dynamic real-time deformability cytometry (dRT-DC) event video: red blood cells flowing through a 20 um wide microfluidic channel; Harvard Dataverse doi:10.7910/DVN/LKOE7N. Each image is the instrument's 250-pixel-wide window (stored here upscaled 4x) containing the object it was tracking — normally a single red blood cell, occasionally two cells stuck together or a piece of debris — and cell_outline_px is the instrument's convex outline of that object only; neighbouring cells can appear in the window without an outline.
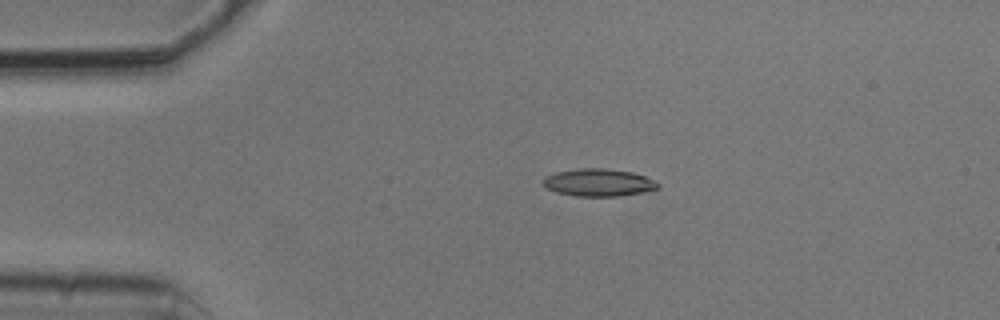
{"species": "common noctule bat (a hibernating species)", "species_latin": "Nyctalus noctula", "temperature_condition": "cold", "stored_images_in_passage": 3, "camera_frame_rate_fps": 3000, "um_per_image_px": 0.085, "animal": {"sex": "male", "body_mass_g": 20.5, "forearm_length_mm": 52.5}, "frame": {"image": 1, "passage_image": 2, "time_ms": 0.333, "image_size_px": [1000, 320], "cell_outline_px": [[660, 188], [644, 192], [616, 196], [576, 196], [556, 192], [540, 184], [544, 176], [556, 172], [580, 168], [604, 168], [632, 172], [656, 180], [660, 184]], "centroid_in_image_um": [50.87, 15.51], "position_along_channel_um": 34.1, "area_um2": 18.55}}